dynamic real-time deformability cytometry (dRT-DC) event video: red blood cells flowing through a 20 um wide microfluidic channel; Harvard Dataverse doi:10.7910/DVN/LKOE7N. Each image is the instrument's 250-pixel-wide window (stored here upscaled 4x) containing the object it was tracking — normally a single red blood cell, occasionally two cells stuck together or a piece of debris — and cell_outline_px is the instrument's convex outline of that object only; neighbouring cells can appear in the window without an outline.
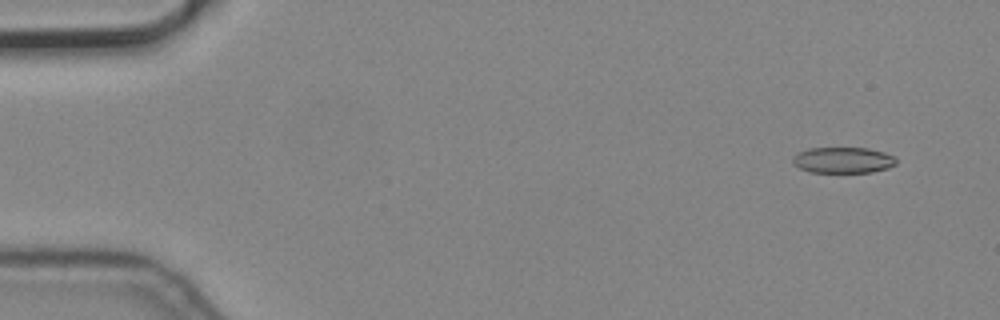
{"species": "common noctule bat (a hibernating species)", "species_latin": "Nyctalus noctula", "temperature_condition": "cold", "stored_images_in_passage": 5, "camera_frame_rate_fps": 3000, "um_per_image_px": 0.085, "animal": {"sex": "male", "body_mass_g": 19.2, "forearm_length_mm": 51.8}, "frame": {"image": 1, "passage_image": 1, "time_ms": 0.0, "image_size_px": [1000, 320], "cell_outline_px": [[896, 164], [888, 168], [872, 172], [808, 172], [800, 168], [792, 160], [792, 156], [808, 148], [868, 148], [884, 152], [896, 156]], "centroid_in_image_um": [71.69, 13.61], "position_along_channel_um": 13.3, "area_um2": 15.66}}
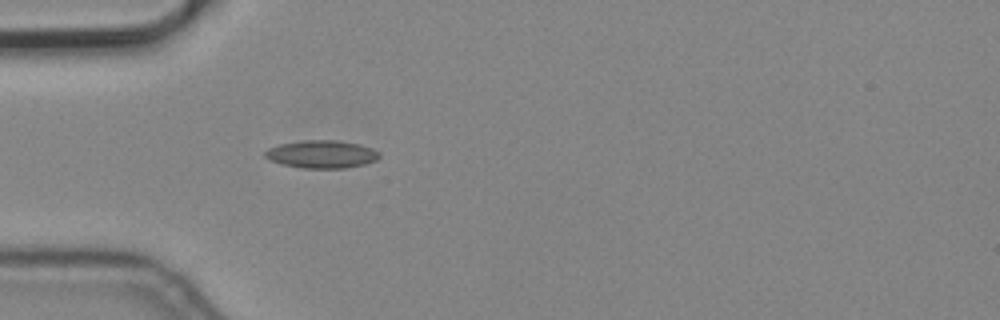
{"frame": {"image": 2, "passage_image": 5, "time_ms": 1.333, "image_size_px": [1000, 320], "cell_outline_px": [[380, 156], [376, 160], [364, 164], [344, 168], [304, 168], [280, 164], [268, 160], [264, 156], [264, 152], [268, 148], [280, 144], [304, 140], [336, 140], [360, 144], [372, 148], [380, 152]], "centroid_in_image_um": [27.32, 13.11], "position_along_channel_um": 57.7, "area_um2": 18.61}}